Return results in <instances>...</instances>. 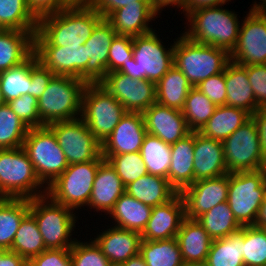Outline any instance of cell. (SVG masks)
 <instances>
[{"label":"cell","mask_w":266,"mask_h":266,"mask_svg":"<svg viewBox=\"0 0 266 266\" xmlns=\"http://www.w3.org/2000/svg\"><path fill=\"white\" fill-rule=\"evenodd\" d=\"M254 13H258L266 16V0H260V2H253V6L250 9Z\"/></svg>","instance_id":"cell-61"},{"label":"cell","mask_w":266,"mask_h":266,"mask_svg":"<svg viewBox=\"0 0 266 266\" xmlns=\"http://www.w3.org/2000/svg\"><path fill=\"white\" fill-rule=\"evenodd\" d=\"M243 226L222 239L212 240L206 259L208 266H245L243 262Z\"/></svg>","instance_id":"cell-35"},{"label":"cell","mask_w":266,"mask_h":266,"mask_svg":"<svg viewBox=\"0 0 266 266\" xmlns=\"http://www.w3.org/2000/svg\"><path fill=\"white\" fill-rule=\"evenodd\" d=\"M139 254L147 266L183 265L176 237L168 240H141Z\"/></svg>","instance_id":"cell-36"},{"label":"cell","mask_w":266,"mask_h":266,"mask_svg":"<svg viewBox=\"0 0 266 266\" xmlns=\"http://www.w3.org/2000/svg\"><path fill=\"white\" fill-rule=\"evenodd\" d=\"M185 219V205L180 193L162 205L152 208L150 219L141 234L142 240L175 238Z\"/></svg>","instance_id":"cell-20"},{"label":"cell","mask_w":266,"mask_h":266,"mask_svg":"<svg viewBox=\"0 0 266 266\" xmlns=\"http://www.w3.org/2000/svg\"><path fill=\"white\" fill-rule=\"evenodd\" d=\"M31 56L18 66L0 72V88L5 103L30 95Z\"/></svg>","instance_id":"cell-42"},{"label":"cell","mask_w":266,"mask_h":266,"mask_svg":"<svg viewBox=\"0 0 266 266\" xmlns=\"http://www.w3.org/2000/svg\"><path fill=\"white\" fill-rule=\"evenodd\" d=\"M103 19L87 1L38 20L34 46H82Z\"/></svg>","instance_id":"cell-1"},{"label":"cell","mask_w":266,"mask_h":266,"mask_svg":"<svg viewBox=\"0 0 266 266\" xmlns=\"http://www.w3.org/2000/svg\"><path fill=\"white\" fill-rule=\"evenodd\" d=\"M32 14L40 18L76 5L80 0H26Z\"/></svg>","instance_id":"cell-52"},{"label":"cell","mask_w":266,"mask_h":266,"mask_svg":"<svg viewBox=\"0 0 266 266\" xmlns=\"http://www.w3.org/2000/svg\"><path fill=\"white\" fill-rule=\"evenodd\" d=\"M176 239L183 262L206 261L212 239L197 220L185 218Z\"/></svg>","instance_id":"cell-29"},{"label":"cell","mask_w":266,"mask_h":266,"mask_svg":"<svg viewBox=\"0 0 266 266\" xmlns=\"http://www.w3.org/2000/svg\"><path fill=\"white\" fill-rule=\"evenodd\" d=\"M46 250L36 219L29 212L21 221L9 251L29 261Z\"/></svg>","instance_id":"cell-39"},{"label":"cell","mask_w":266,"mask_h":266,"mask_svg":"<svg viewBox=\"0 0 266 266\" xmlns=\"http://www.w3.org/2000/svg\"><path fill=\"white\" fill-rule=\"evenodd\" d=\"M252 117L257 123L261 149L266 157V106L260 107Z\"/></svg>","instance_id":"cell-55"},{"label":"cell","mask_w":266,"mask_h":266,"mask_svg":"<svg viewBox=\"0 0 266 266\" xmlns=\"http://www.w3.org/2000/svg\"><path fill=\"white\" fill-rule=\"evenodd\" d=\"M187 0H151V4L153 9L159 14L163 10V8L166 6L170 7H177L178 9L182 10L186 5Z\"/></svg>","instance_id":"cell-58"},{"label":"cell","mask_w":266,"mask_h":266,"mask_svg":"<svg viewBox=\"0 0 266 266\" xmlns=\"http://www.w3.org/2000/svg\"><path fill=\"white\" fill-rule=\"evenodd\" d=\"M231 0H187L185 7L181 10V14L186 17L190 12L200 8H207L211 6L226 5Z\"/></svg>","instance_id":"cell-56"},{"label":"cell","mask_w":266,"mask_h":266,"mask_svg":"<svg viewBox=\"0 0 266 266\" xmlns=\"http://www.w3.org/2000/svg\"><path fill=\"white\" fill-rule=\"evenodd\" d=\"M102 156L115 169L125 187L148 173L140 152Z\"/></svg>","instance_id":"cell-45"},{"label":"cell","mask_w":266,"mask_h":266,"mask_svg":"<svg viewBox=\"0 0 266 266\" xmlns=\"http://www.w3.org/2000/svg\"><path fill=\"white\" fill-rule=\"evenodd\" d=\"M224 78L227 90L225 106L243 109L252 116L259 107L246 68L230 60L225 66Z\"/></svg>","instance_id":"cell-27"},{"label":"cell","mask_w":266,"mask_h":266,"mask_svg":"<svg viewBox=\"0 0 266 266\" xmlns=\"http://www.w3.org/2000/svg\"><path fill=\"white\" fill-rule=\"evenodd\" d=\"M54 133L68 164H77L103 158L102 144L90 132L86 123L77 118L47 125Z\"/></svg>","instance_id":"cell-13"},{"label":"cell","mask_w":266,"mask_h":266,"mask_svg":"<svg viewBox=\"0 0 266 266\" xmlns=\"http://www.w3.org/2000/svg\"><path fill=\"white\" fill-rule=\"evenodd\" d=\"M217 106L196 87H192L181 110L190 131L199 132Z\"/></svg>","instance_id":"cell-41"},{"label":"cell","mask_w":266,"mask_h":266,"mask_svg":"<svg viewBox=\"0 0 266 266\" xmlns=\"http://www.w3.org/2000/svg\"><path fill=\"white\" fill-rule=\"evenodd\" d=\"M46 192L23 147L0 149V198L32 199Z\"/></svg>","instance_id":"cell-3"},{"label":"cell","mask_w":266,"mask_h":266,"mask_svg":"<svg viewBox=\"0 0 266 266\" xmlns=\"http://www.w3.org/2000/svg\"><path fill=\"white\" fill-rule=\"evenodd\" d=\"M99 84L112 94L127 112L143 113L156 103V84L146 79H133L115 71L107 73Z\"/></svg>","instance_id":"cell-14"},{"label":"cell","mask_w":266,"mask_h":266,"mask_svg":"<svg viewBox=\"0 0 266 266\" xmlns=\"http://www.w3.org/2000/svg\"><path fill=\"white\" fill-rule=\"evenodd\" d=\"M123 266H147L146 262L140 254L131 257L128 261L123 263Z\"/></svg>","instance_id":"cell-60"},{"label":"cell","mask_w":266,"mask_h":266,"mask_svg":"<svg viewBox=\"0 0 266 266\" xmlns=\"http://www.w3.org/2000/svg\"><path fill=\"white\" fill-rule=\"evenodd\" d=\"M174 45V66L188 79L192 87L224 71L230 54L222 48L194 42L179 34Z\"/></svg>","instance_id":"cell-4"},{"label":"cell","mask_w":266,"mask_h":266,"mask_svg":"<svg viewBox=\"0 0 266 266\" xmlns=\"http://www.w3.org/2000/svg\"><path fill=\"white\" fill-rule=\"evenodd\" d=\"M28 266H72L70 249H46L31 258Z\"/></svg>","instance_id":"cell-53"},{"label":"cell","mask_w":266,"mask_h":266,"mask_svg":"<svg viewBox=\"0 0 266 266\" xmlns=\"http://www.w3.org/2000/svg\"><path fill=\"white\" fill-rule=\"evenodd\" d=\"M142 114L147 133L167 144H174L191 132L181 110L154 103Z\"/></svg>","instance_id":"cell-21"},{"label":"cell","mask_w":266,"mask_h":266,"mask_svg":"<svg viewBox=\"0 0 266 266\" xmlns=\"http://www.w3.org/2000/svg\"><path fill=\"white\" fill-rule=\"evenodd\" d=\"M254 226L266 229V192Z\"/></svg>","instance_id":"cell-59"},{"label":"cell","mask_w":266,"mask_h":266,"mask_svg":"<svg viewBox=\"0 0 266 266\" xmlns=\"http://www.w3.org/2000/svg\"><path fill=\"white\" fill-rule=\"evenodd\" d=\"M243 244L245 266H266V229L243 226Z\"/></svg>","instance_id":"cell-44"},{"label":"cell","mask_w":266,"mask_h":266,"mask_svg":"<svg viewBox=\"0 0 266 266\" xmlns=\"http://www.w3.org/2000/svg\"><path fill=\"white\" fill-rule=\"evenodd\" d=\"M133 57V37L116 35L111 42L108 54V73L118 71Z\"/></svg>","instance_id":"cell-47"},{"label":"cell","mask_w":266,"mask_h":266,"mask_svg":"<svg viewBox=\"0 0 266 266\" xmlns=\"http://www.w3.org/2000/svg\"><path fill=\"white\" fill-rule=\"evenodd\" d=\"M125 193V186L115 169L104 160L97 169L87 207L106 215L112 210L119 197Z\"/></svg>","instance_id":"cell-25"},{"label":"cell","mask_w":266,"mask_h":266,"mask_svg":"<svg viewBox=\"0 0 266 266\" xmlns=\"http://www.w3.org/2000/svg\"><path fill=\"white\" fill-rule=\"evenodd\" d=\"M230 60L239 65L266 64V16L249 9L241 21L236 46Z\"/></svg>","instance_id":"cell-15"},{"label":"cell","mask_w":266,"mask_h":266,"mask_svg":"<svg viewBox=\"0 0 266 266\" xmlns=\"http://www.w3.org/2000/svg\"><path fill=\"white\" fill-rule=\"evenodd\" d=\"M104 160L96 158L93 161L69 164L67 169L47 187L46 194L53 201L74 211L81 207L85 208L90 200L97 169Z\"/></svg>","instance_id":"cell-10"},{"label":"cell","mask_w":266,"mask_h":266,"mask_svg":"<svg viewBox=\"0 0 266 266\" xmlns=\"http://www.w3.org/2000/svg\"><path fill=\"white\" fill-rule=\"evenodd\" d=\"M30 199L0 198V248L10 250L22 219L29 213Z\"/></svg>","instance_id":"cell-34"},{"label":"cell","mask_w":266,"mask_h":266,"mask_svg":"<svg viewBox=\"0 0 266 266\" xmlns=\"http://www.w3.org/2000/svg\"><path fill=\"white\" fill-rule=\"evenodd\" d=\"M117 35L111 23L103 18L95 27L86 48L85 82L99 83L108 73V54L112 40Z\"/></svg>","instance_id":"cell-18"},{"label":"cell","mask_w":266,"mask_h":266,"mask_svg":"<svg viewBox=\"0 0 266 266\" xmlns=\"http://www.w3.org/2000/svg\"><path fill=\"white\" fill-rule=\"evenodd\" d=\"M110 263H124L139 254L141 234L119 227H110L93 238Z\"/></svg>","instance_id":"cell-23"},{"label":"cell","mask_w":266,"mask_h":266,"mask_svg":"<svg viewBox=\"0 0 266 266\" xmlns=\"http://www.w3.org/2000/svg\"><path fill=\"white\" fill-rule=\"evenodd\" d=\"M149 174L168 179L171 164V145L160 138L146 134L140 150Z\"/></svg>","instance_id":"cell-40"},{"label":"cell","mask_w":266,"mask_h":266,"mask_svg":"<svg viewBox=\"0 0 266 266\" xmlns=\"http://www.w3.org/2000/svg\"><path fill=\"white\" fill-rule=\"evenodd\" d=\"M222 6L190 12L185 17L188 29L184 26L186 31L182 34L194 42L222 48L230 54L236 46L241 23L236 12Z\"/></svg>","instance_id":"cell-2"},{"label":"cell","mask_w":266,"mask_h":266,"mask_svg":"<svg viewBox=\"0 0 266 266\" xmlns=\"http://www.w3.org/2000/svg\"><path fill=\"white\" fill-rule=\"evenodd\" d=\"M0 266H28V261L15 252L0 248Z\"/></svg>","instance_id":"cell-57"},{"label":"cell","mask_w":266,"mask_h":266,"mask_svg":"<svg viewBox=\"0 0 266 266\" xmlns=\"http://www.w3.org/2000/svg\"><path fill=\"white\" fill-rule=\"evenodd\" d=\"M152 208L125 192L116 201L108 215L115 221V227L142 234L150 219Z\"/></svg>","instance_id":"cell-30"},{"label":"cell","mask_w":266,"mask_h":266,"mask_svg":"<svg viewBox=\"0 0 266 266\" xmlns=\"http://www.w3.org/2000/svg\"><path fill=\"white\" fill-rule=\"evenodd\" d=\"M153 30L150 33L133 37V57L123 64L118 72L133 79L148 80L155 84L174 66V43L165 48Z\"/></svg>","instance_id":"cell-6"},{"label":"cell","mask_w":266,"mask_h":266,"mask_svg":"<svg viewBox=\"0 0 266 266\" xmlns=\"http://www.w3.org/2000/svg\"><path fill=\"white\" fill-rule=\"evenodd\" d=\"M34 53V35L29 31L0 29V72L26 61Z\"/></svg>","instance_id":"cell-28"},{"label":"cell","mask_w":266,"mask_h":266,"mask_svg":"<svg viewBox=\"0 0 266 266\" xmlns=\"http://www.w3.org/2000/svg\"><path fill=\"white\" fill-rule=\"evenodd\" d=\"M195 132L171 144V164L168 172L169 184L180 193L194 183Z\"/></svg>","instance_id":"cell-26"},{"label":"cell","mask_w":266,"mask_h":266,"mask_svg":"<svg viewBox=\"0 0 266 266\" xmlns=\"http://www.w3.org/2000/svg\"><path fill=\"white\" fill-rule=\"evenodd\" d=\"M87 2L103 18H107L113 11L131 4H151V0H87Z\"/></svg>","instance_id":"cell-54"},{"label":"cell","mask_w":266,"mask_h":266,"mask_svg":"<svg viewBox=\"0 0 266 266\" xmlns=\"http://www.w3.org/2000/svg\"><path fill=\"white\" fill-rule=\"evenodd\" d=\"M182 266H208L207 262H183Z\"/></svg>","instance_id":"cell-62"},{"label":"cell","mask_w":266,"mask_h":266,"mask_svg":"<svg viewBox=\"0 0 266 266\" xmlns=\"http://www.w3.org/2000/svg\"><path fill=\"white\" fill-rule=\"evenodd\" d=\"M11 110L29 128L41 127L38 113V100L29 94H24L7 102Z\"/></svg>","instance_id":"cell-48"},{"label":"cell","mask_w":266,"mask_h":266,"mask_svg":"<svg viewBox=\"0 0 266 266\" xmlns=\"http://www.w3.org/2000/svg\"><path fill=\"white\" fill-rule=\"evenodd\" d=\"M265 192L264 169L229 174L227 202L241 226L255 225Z\"/></svg>","instance_id":"cell-9"},{"label":"cell","mask_w":266,"mask_h":266,"mask_svg":"<svg viewBox=\"0 0 266 266\" xmlns=\"http://www.w3.org/2000/svg\"><path fill=\"white\" fill-rule=\"evenodd\" d=\"M227 172L237 173L264 169L258 126L253 117L222 141Z\"/></svg>","instance_id":"cell-12"},{"label":"cell","mask_w":266,"mask_h":266,"mask_svg":"<svg viewBox=\"0 0 266 266\" xmlns=\"http://www.w3.org/2000/svg\"><path fill=\"white\" fill-rule=\"evenodd\" d=\"M22 147L32 162L38 178L46 187L69 165L53 131L47 125L29 128Z\"/></svg>","instance_id":"cell-11"},{"label":"cell","mask_w":266,"mask_h":266,"mask_svg":"<svg viewBox=\"0 0 266 266\" xmlns=\"http://www.w3.org/2000/svg\"><path fill=\"white\" fill-rule=\"evenodd\" d=\"M5 104V101L3 99L2 93H1V88H0V107Z\"/></svg>","instance_id":"cell-63"},{"label":"cell","mask_w":266,"mask_h":266,"mask_svg":"<svg viewBox=\"0 0 266 266\" xmlns=\"http://www.w3.org/2000/svg\"><path fill=\"white\" fill-rule=\"evenodd\" d=\"M108 266H123V263H109Z\"/></svg>","instance_id":"cell-64"},{"label":"cell","mask_w":266,"mask_h":266,"mask_svg":"<svg viewBox=\"0 0 266 266\" xmlns=\"http://www.w3.org/2000/svg\"><path fill=\"white\" fill-rule=\"evenodd\" d=\"M158 15L161 14L152 4H131L113 11L106 19L117 35L135 37L152 32L149 22L155 21Z\"/></svg>","instance_id":"cell-24"},{"label":"cell","mask_w":266,"mask_h":266,"mask_svg":"<svg viewBox=\"0 0 266 266\" xmlns=\"http://www.w3.org/2000/svg\"><path fill=\"white\" fill-rule=\"evenodd\" d=\"M125 192L152 207L167 203L178 193L167 178L149 173L128 184Z\"/></svg>","instance_id":"cell-31"},{"label":"cell","mask_w":266,"mask_h":266,"mask_svg":"<svg viewBox=\"0 0 266 266\" xmlns=\"http://www.w3.org/2000/svg\"><path fill=\"white\" fill-rule=\"evenodd\" d=\"M126 113L124 106L99 83L86 84L80 118L101 144Z\"/></svg>","instance_id":"cell-8"},{"label":"cell","mask_w":266,"mask_h":266,"mask_svg":"<svg viewBox=\"0 0 266 266\" xmlns=\"http://www.w3.org/2000/svg\"><path fill=\"white\" fill-rule=\"evenodd\" d=\"M28 130L7 103L0 107V149L22 147Z\"/></svg>","instance_id":"cell-43"},{"label":"cell","mask_w":266,"mask_h":266,"mask_svg":"<svg viewBox=\"0 0 266 266\" xmlns=\"http://www.w3.org/2000/svg\"><path fill=\"white\" fill-rule=\"evenodd\" d=\"M192 85L185 75L172 66L156 83V103L182 110Z\"/></svg>","instance_id":"cell-33"},{"label":"cell","mask_w":266,"mask_h":266,"mask_svg":"<svg viewBox=\"0 0 266 266\" xmlns=\"http://www.w3.org/2000/svg\"><path fill=\"white\" fill-rule=\"evenodd\" d=\"M38 61L55 75L73 76L85 81L86 48L82 46H34Z\"/></svg>","instance_id":"cell-17"},{"label":"cell","mask_w":266,"mask_h":266,"mask_svg":"<svg viewBox=\"0 0 266 266\" xmlns=\"http://www.w3.org/2000/svg\"><path fill=\"white\" fill-rule=\"evenodd\" d=\"M229 173L199 180L183 189L180 194L185 205V218L196 220L211 208L227 201Z\"/></svg>","instance_id":"cell-16"},{"label":"cell","mask_w":266,"mask_h":266,"mask_svg":"<svg viewBox=\"0 0 266 266\" xmlns=\"http://www.w3.org/2000/svg\"><path fill=\"white\" fill-rule=\"evenodd\" d=\"M252 116L243 109L229 106H217L212 117L199 131L207 138L223 141L234 133Z\"/></svg>","instance_id":"cell-32"},{"label":"cell","mask_w":266,"mask_h":266,"mask_svg":"<svg viewBox=\"0 0 266 266\" xmlns=\"http://www.w3.org/2000/svg\"><path fill=\"white\" fill-rule=\"evenodd\" d=\"M257 106H266V64L245 65Z\"/></svg>","instance_id":"cell-51"},{"label":"cell","mask_w":266,"mask_h":266,"mask_svg":"<svg viewBox=\"0 0 266 266\" xmlns=\"http://www.w3.org/2000/svg\"><path fill=\"white\" fill-rule=\"evenodd\" d=\"M0 29L29 31L38 29V19L32 14L26 0H0Z\"/></svg>","instance_id":"cell-37"},{"label":"cell","mask_w":266,"mask_h":266,"mask_svg":"<svg viewBox=\"0 0 266 266\" xmlns=\"http://www.w3.org/2000/svg\"><path fill=\"white\" fill-rule=\"evenodd\" d=\"M194 182L227 174L222 141L195 132Z\"/></svg>","instance_id":"cell-22"},{"label":"cell","mask_w":266,"mask_h":266,"mask_svg":"<svg viewBox=\"0 0 266 266\" xmlns=\"http://www.w3.org/2000/svg\"><path fill=\"white\" fill-rule=\"evenodd\" d=\"M83 242L76 240L70 248L72 266H108L109 261L92 238Z\"/></svg>","instance_id":"cell-46"},{"label":"cell","mask_w":266,"mask_h":266,"mask_svg":"<svg viewBox=\"0 0 266 266\" xmlns=\"http://www.w3.org/2000/svg\"><path fill=\"white\" fill-rule=\"evenodd\" d=\"M73 211L47 194L30 199L29 212L36 219L46 249H70L76 242L72 233L78 216Z\"/></svg>","instance_id":"cell-7"},{"label":"cell","mask_w":266,"mask_h":266,"mask_svg":"<svg viewBox=\"0 0 266 266\" xmlns=\"http://www.w3.org/2000/svg\"><path fill=\"white\" fill-rule=\"evenodd\" d=\"M196 220L212 240L234 234L242 227L235 219L227 201L211 208Z\"/></svg>","instance_id":"cell-38"},{"label":"cell","mask_w":266,"mask_h":266,"mask_svg":"<svg viewBox=\"0 0 266 266\" xmlns=\"http://www.w3.org/2000/svg\"><path fill=\"white\" fill-rule=\"evenodd\" d=\"M146 134L143 114L127 112L102 143V155L140 152Z\"/></svg>","instance_id":"cell-19"},{"label":"cell","mask_w":266,"mask_h":266,"mask_svg":"<svg viewBox=\"0 0 266 266\" xmlns=\"http://www.w3.org/2000/svg\"><path fill=\"white\" fill-rule=\"evenodd\" d=\"M54 75V73H52L48 68H45L38 61L36 55L33 53L31 55L30 95L39 100Z\"/></svg>","instance_id":"cell-50"},{"label":"cell","mask_w":266,"mask_h":266,"mask_svg":"<svg viewBox=\"0 0 266 266\" xmlns=\"http://www.w3.org/2000/svg\"><path fill=\"white\" fill-rule=\"evenodd\" d=\"M86 84L73 76L54 75L38 100L41 126L80 118Z\"/></svg>","instance_id":"cell-5"},{"label":"cell","mask_w":266,"mask_h":266,"mask_svg":"<svg viewBox=\"0 0 266 266\" xmlns=\"http://www.w3.org/2000/svg\"><path fill=\"white\" fill-rule=\"evenodd\" d=\"M196 88L208 97V99L216 106L226 104L227 90L224 71L201 81Z\"/></svg>","instance_id":"cell-49"}]
</instances>
